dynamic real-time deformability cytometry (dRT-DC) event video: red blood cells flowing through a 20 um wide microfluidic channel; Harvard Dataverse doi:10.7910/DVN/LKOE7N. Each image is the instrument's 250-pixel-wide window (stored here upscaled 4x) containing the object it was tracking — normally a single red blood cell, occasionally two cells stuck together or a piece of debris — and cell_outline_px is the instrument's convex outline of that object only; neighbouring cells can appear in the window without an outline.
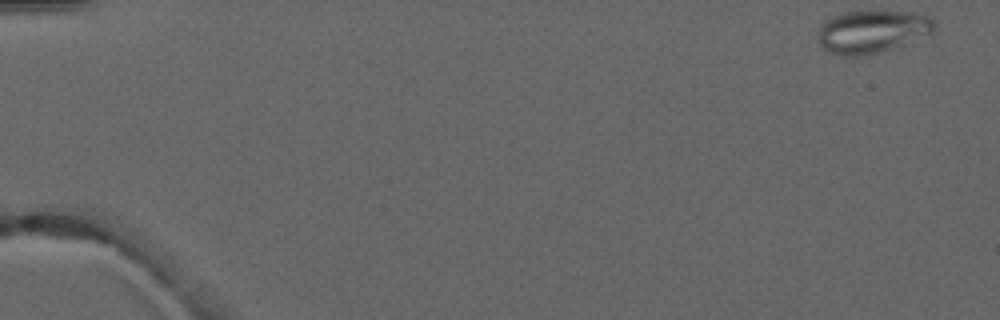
{"species": "common noctule bat (a hibernating species)", "species_latin": "Nyctalus noctula", "temperature_condition": "warm", "stored_images_in_passage": 5, "camera_frame_rate_fps": 3000, "um_per_image_px": 0.085, "animal": {"sex": "male", "forearm_length_mm": 52.5}, "frame": {"image": 1, "passage_image": 1, "time_ms": 0.0, "image_size_px": [1000, 320], "cell_outline_px": [[936, 28], [932, 32], [880, 52], [860, 56], [844, 56], [832, 52], [824, 48], [816, 40], [820, 24], [824, 20], [832, 16], [844, 12], [924, 12], [936, 24]], "centroid_in_image_um": [74.09, 2.67], "position_along_channel_um": 10.9, "area_um2": 28.73}}